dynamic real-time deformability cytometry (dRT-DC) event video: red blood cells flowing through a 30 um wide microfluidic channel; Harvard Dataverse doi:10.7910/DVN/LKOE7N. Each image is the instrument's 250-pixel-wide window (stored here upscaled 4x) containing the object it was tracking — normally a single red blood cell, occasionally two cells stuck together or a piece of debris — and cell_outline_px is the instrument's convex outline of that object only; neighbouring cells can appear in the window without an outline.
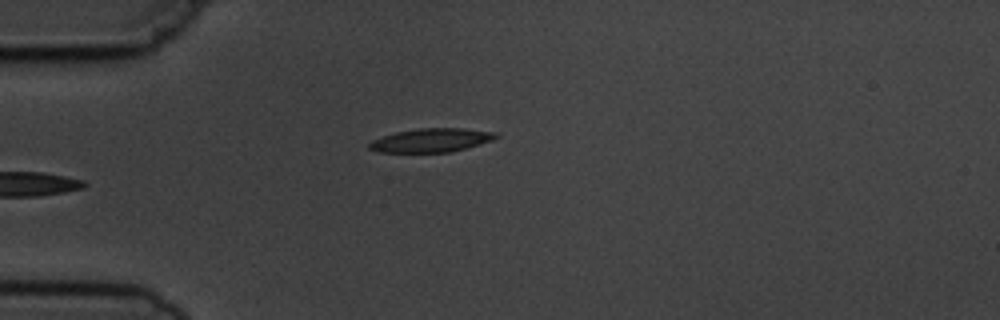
{"species": "common noctule bat (a hibernating species)", "species_latin": "Nyctalus noctula", "temperature_condition": "cold", "stored_images_in_passage": 1, "camera_frame_rate_fps": 3000, "um_per_image_px": 0.085, "animal": {"sex": "male", "body_mass_g": 19.5, "forearm_length_mm": 54.6}, "frame": {"image": 1, "passage_image": 1, "time_ms": 0.0, "image_size_px": [1000, 320], "cell_outline_px": [[500, 136], [492, 140], [452, 152], [380, 152], [368, 148], [368, 144], [372, 140], [396, 132], [420, 128], [464, 128], [496, 132]], "centroid_in_image_um": [36.68, 11.92], "position_along_channel_um": 48.3, "area_um2": 17.4}}